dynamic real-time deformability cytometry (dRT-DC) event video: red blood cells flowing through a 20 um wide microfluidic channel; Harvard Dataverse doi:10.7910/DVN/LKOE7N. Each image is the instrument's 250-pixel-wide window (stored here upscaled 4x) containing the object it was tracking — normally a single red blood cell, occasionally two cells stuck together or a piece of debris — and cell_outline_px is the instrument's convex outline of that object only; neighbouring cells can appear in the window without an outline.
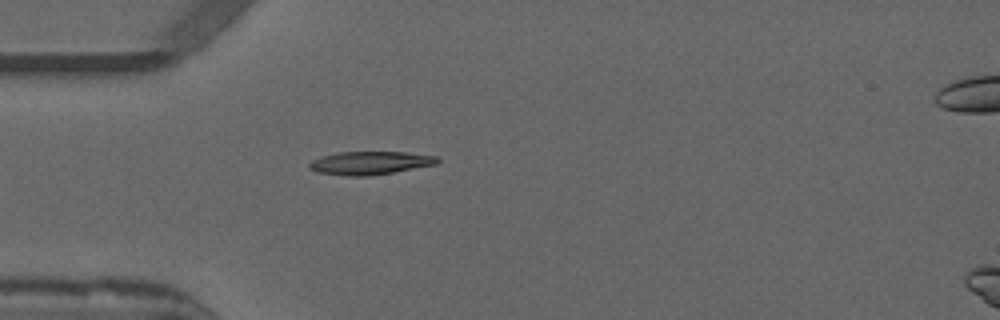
{"species": "common noctule bat (a hibernating species)", "species_latin": "Nyctalus noctula", "temperature_condition": "warm", "stored_images_in_passage": 28, "camera_frame_rate_fps": 3000, "um_per_image_px": 0.085, "animal": {"sex": "male", "forearm_length_mm": 52.5}, "frame": {"image": 1, "passage_image": 1, "time_ms": 0.0, "image_size_px": [1000, 320], "cell_outline_px": [[440, 160], [436, 164], [392, 172], [368, 176], [348, 176], [316, 172], [308, 168], [308, 164], [312, 160], [324, 156], [340, 152], [404, 152], [436, 156]], "centroid_in_image_um": [31.43, 13.85], "position_along_channel_um": 53.6, "area_um2": 17.11}}
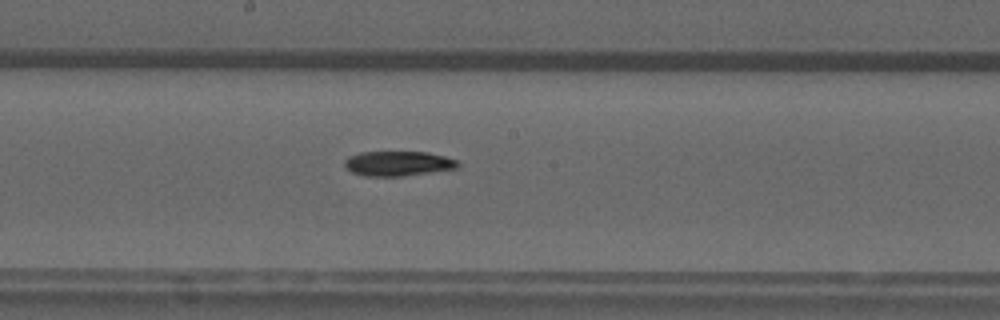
{"frame": {"image": 2, "passage_image": 14, "time_ms": 4.333, "image_size_px": [1000, 320], "cell_outline_px": [[460, 164], [456, 168], [400, 176], [364, 176], [352, 172], [344, 164], [344, 160], [348, 156], [360, 152], [428, 152], [444, 156], [456, 160]], "centroid_in_image_um": [33.79, 13.89], "position_along_channel_um": 214.4, "area_um2": 16.18}}
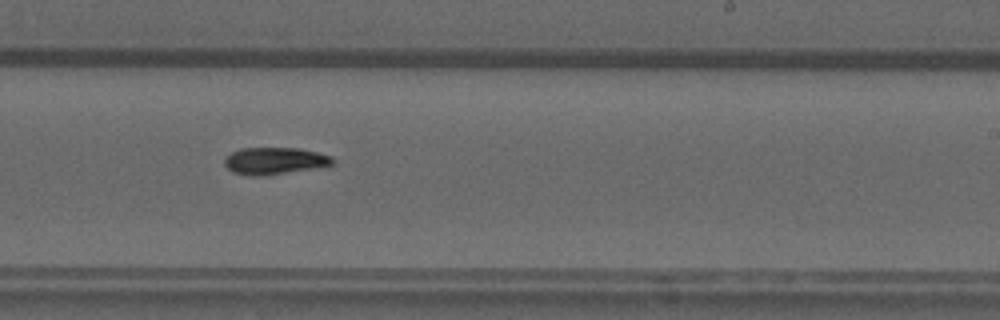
{"frame": {"image": 3, "passage_image": 18, "time_ms": 5.667, "image_size_px": [1000, 320], "cell_outline_px": [[336, 160], [328, 168], [264, 176], [252, 176], [232, 172], [224, 164], [224, 160], [232, 152], [240, 148], [296, 148], [316, 152], [332, 156]], "centroid_in_image_um": [23.44, 13.7], "position_along_channel_um": 265.6, "area_um2": 17.51}, "authors_computed_cell_mechanics": {"area_um2": 16.7331, "velocity_mm_per_s": 3.8804, "shape_relaxation_time_tau1_ms": 11.3645, "shape_relaxation_time_tau2_ms": null, "deformation_change_tau1": 0.2445, "deformation_change_tau2": null}}